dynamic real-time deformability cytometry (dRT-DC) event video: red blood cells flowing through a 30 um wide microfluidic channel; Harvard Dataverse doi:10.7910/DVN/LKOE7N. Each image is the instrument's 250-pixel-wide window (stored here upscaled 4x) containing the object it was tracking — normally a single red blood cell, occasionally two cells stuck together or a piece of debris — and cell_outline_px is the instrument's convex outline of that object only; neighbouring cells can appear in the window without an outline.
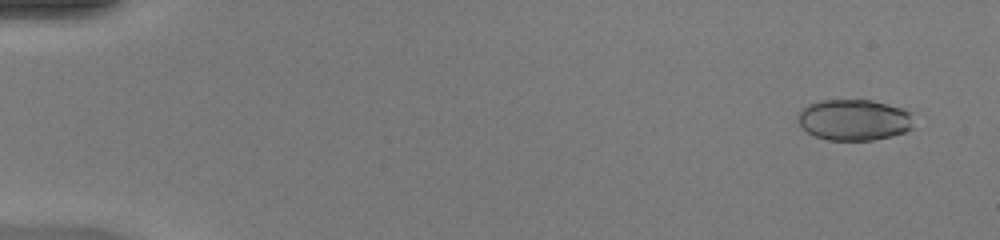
{"species": "common noctule bat (a hibernating species)", "species_latin": "Nyctalus noctula", "temperature_condition": "warm", "stored_images_in_passage": 49, "camera_frame_rate_fps": 3000, "um_per_image_px": 0.085, "animal": {"sex": "female", "body_mass_g": 20.0, "forearm_length_mm": 54.0}, "frame": {"image": 1, "passage_image": 3, "time_ms": 0.667, "image_size_px": [1000, 240], "cell_outline_px": [[912, 128], [904, 132], [892, 136], [872, 140], [828, 140], [816, 136], [808, 132], [800, 124], [800, 112], [808, 104], [824, 100], [872, 100], [888, 104], [912, 112]], "centroid_in_image_um": [72.64, 10.19], "position_along_channel_um": 12.4, "area_um2": 27.46}}
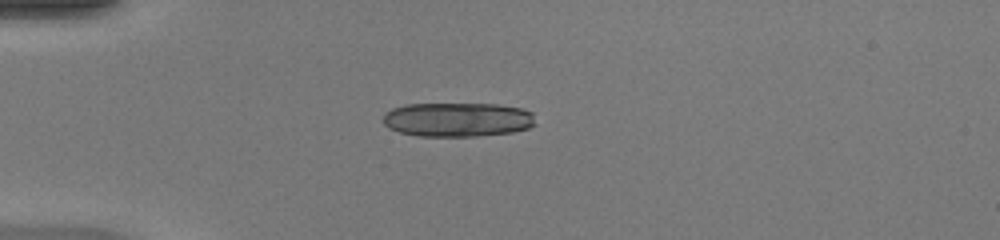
{"frame": {"image": 2, "passage_image": 14, "time_ms": 4.333, "image_size_px": [1000, 240], "cell_outline_px": [[536, 124], [528, 128], [512, 132], [476, 136], [420, 136], [400, 132], [388, 128], [384, 124], [384, 112], [392, 108], [404, 104], [496, 104], [524, 108], [532, 112]], "centroid_in_image_um": [38.9, 10.16], "position_along_channel_um": 46.1, "area_um2": 30.58}, "authors_computed_cell_mechanics": {"area_um2": 28.4954, "velocity_mm_per_s": 4.2572, "shape_relaxation_time_tau1_ms": 1.6763, "shape_relaxation_time_tau2_ms": 0.7772, "deformation_change_tau1": 0.3474, "deformation_change_tau2": 0.0555}}